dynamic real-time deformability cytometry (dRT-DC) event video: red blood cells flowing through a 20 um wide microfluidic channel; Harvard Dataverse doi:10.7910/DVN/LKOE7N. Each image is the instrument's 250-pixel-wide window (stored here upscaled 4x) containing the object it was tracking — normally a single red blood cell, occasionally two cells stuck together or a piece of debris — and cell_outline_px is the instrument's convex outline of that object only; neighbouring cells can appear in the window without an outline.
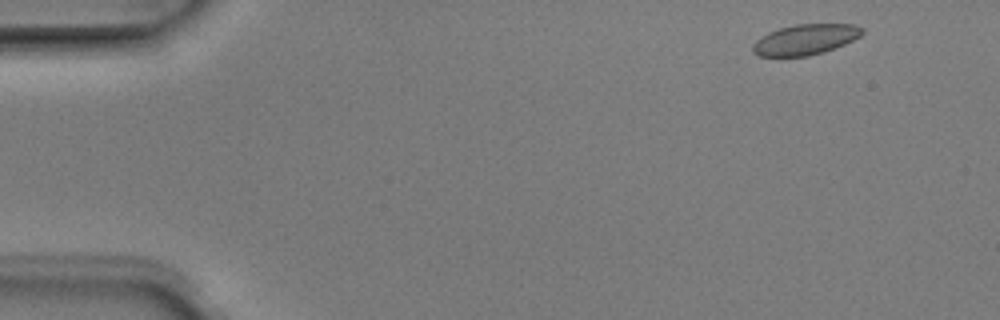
{"species": "Egyptian fruit bat (a non-hibernating species)", "species_latin": "Rousettus aegyptiacus", "temperature_condition": "room temperature", "stored_images_in_passage": 3, "camera_frame_rate_fps": 3000, "um_per_image_px": 0.085, "animal": {"sex": "male"}, "frame": {"image": 1, "passage_image": 1, "time_ms": 0.0, "image_size_px": [1000, 320], "cell_outline_px": [[864, 32], [860, 36], [844, 44], [824, 52], [808, 56], [760, 56], [752, 52], [752, 44], [756, 40], [768, 32], [780, 28], [796, 24], [856, 24], [864, 28]], "centroid_in_image_um": [68.46, 3.35], "position_along_channel_um": 16.5, "area_um2": 19.48}}
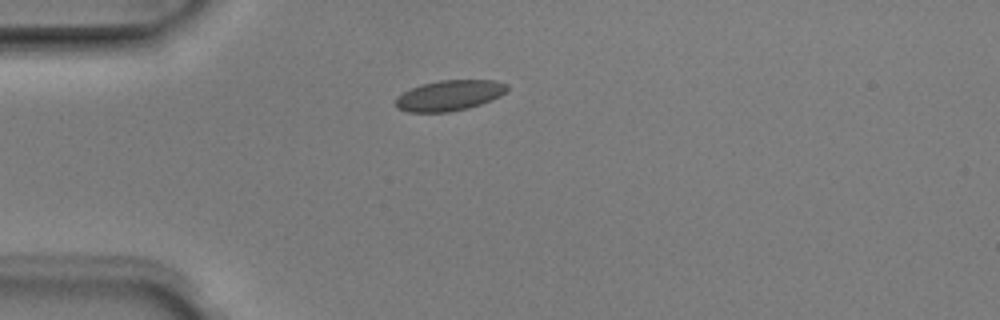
{"frame": {"image": 2, "passage_image": 3, "time_ms": 0.667, "image_size_px": [1000, 320], "cell_outline_px": [[508, 88], [500, 96], [492, 100], [468, 108], [448, 112], [408, 112], [396, 108], [396, 96], [420, 84], [440, 80], [492, 80], [508, 84]], "centroid_in_image_um": [38.18, 8.11], "position_along_channel_um": 46.8, "area_um2": 19.83}}